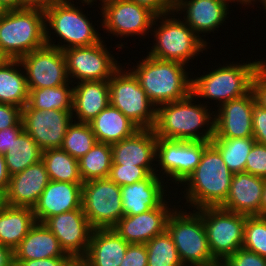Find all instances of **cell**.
Here are the masks:
<instances>
[{"mask_svg":"<svg viewBox=\"0 0 266 266\" xmlns=\"http://www.w3.org/2000/svg\"><path fill=\"white\" fill-rule=\"evenodd\" d=\"M234 1V3H237V4H241L242 5V7L244 6H246L247 7V5L242 1V0H233ZM239 2V3H238Z\"/></svg>","mask_w":266,"mask_h":266,"instance_id":"cell-61","label":"cell"},{"mask_svg":"<svg viewBox=\"0 0 266 266\" xmlns=\"http://www.w3.org/2000/svg\"><path fill=\"white\" fill-rule=\"evenodd\" d=\"M255 103L256 99L251 90L245 96L228 101L215 109L213 138L253 137L252 116Z\"/></svg>","mask_w":266,"mask_h":266,"instance_id":"cell-20","label":"cell"},{"mask_svg":"<svg viewBox=\"0 0 266 266\" xmlns=\"http://www.w3.org/2000/svg\"><path fill=\"white\" fill-rule=\"evenodd\" d=\"M164 182L165 180L154 173L141 181L121 186L124 216L141 214L158 207L171 194V189Z\"/></svg>","mask_w":266,"mask_h":266,"instance_id":"cell-24","label":"cell"},{"mask_svg":"<svg viewBox=\"0 0 266 266\" xmlns=\"http://www.w3.org/2000/svg\"><path fill=\"white\" fill-rule=\"evenodd\" d=\"M252 91L256 103L266 109V60L264 59L258 66L252 80Z\"/></svg>","mask_w":266,"mask_h":266,"instance_id":"cell-44","label":"cell"},{"mask_svg":"<svg viewBox=\"0 0 266 266\" xmlns=\"http://www.w3.org/2000/svg\"><path fill=\"white\" fill-rule=\"evenodd\" d=\"M1 6L5 10H20V0H0Z\"/></svg>","mask_w":266,"mask_h":266,"instance_id":"cell-53","label":"cell"},{"mask_svg":"<svg viewBox=\"0 0 266 266\" xmlns=\"http://www.w3.org/2000/svg\"><path fill=\"white\" fill-rule=\"evenodd\" d=\"M82 184L50 180L32 208L36 222L82 208Z\"/></svg>","mask_w":266,"mask_h":266,"instance_id":"cell-22","label":"cell"},{"mask_svg":"<svg viewBox=\"0 0 266 266\" xmlns=\"http://www.w3.org/2000/svg\"><path fill=\"white\" fill-rule=\"evenodd\" d=\"M42 162L52 181L84 183L78 166V160L62 148L43 150Z\"/></svg>","mask_w":266,"mask_h":266,"instance_id":"cell-34","label":"cell"},{"mask_svg":"<svg viewBox=\"0 0 266 266\" xmlns=\"http://www.w3.org/2000/svg\"><path fill=\"white\" fill-rule=\"evenodd\" d=\"M7 60L8 58L3 54V52L0 49V66Z\"/></svg>","mask_w":266,"mask_h":266,"instance_id":"cell-57","label":"cell"},{"mask_svg":"<svg viewBox=\"0 0 266 266\" xmlns=\"http://www.w3.org/2000/svg\"><path fill=\"white\" fill-rule=\"evenodd\" d=\"M46 45L45 11L6 10L0 15V49L8 59H20Z\"/></svg>","mask_w":266,"mask_h":266,"instance_id":"cell-7","label":"cell"},{"mask_svg":"<svg viewBox=\"0 0 266 266\" xmlns=\"http://www.w3.org/2000/svg\"><path fill=\"white\" fill-rule=\"evenodd\" d=\"M173 10L156 16L150 32L153 45L147 55L162 61H176L186 66L204 53L208 46ZM176 17V18H175ZM178 17V18H177ZM156 26V27H155ZM193 59V60H192ZM191 60V61H190Z\"/></svg>","mask_w":266,"mask_h":266,"instance_id":"cell-6","label":"cell"},{"mask_svg":"<svg viewBox=\"0 0 266 266\" xmlns=\"http://www.w3.org/2000/svg\"><path fill=\"white\" fill-rule=\"evenodd\" d=\"M242 1L247 5V8H249L257 0H242Z\"/></svg>","mask_w":266,"mask_h":266,"instance_id":"cell-59","label":"cell"},{"mask_svg":"<svg viewBox=\"0 0 266 266\" xmlns=\"http://www.w3.org/2000/svg\"><path fill=\"white\" fill-rule=\"evenodd\" d=\"M73 85L69 82L58 87L28 89L29 100L22 109L72 111Z\"/></svg>","mask_w":266,"mask_h":266,"instance_id":"cell-32","label":"cell"},{"mask_svg":"<svg viewBox=\"0 0 266 266\" xmlns=\"http://www.w3.org/2000/svg\"><path fill=\"white\" fill-rule=\"evenodd\" d=\"M129 244L113 228L94 229L80 261L85 266H120Z\"/></svg>","mask_w":266,"mask_h":266,"instance_id":"cell-26","label":"cell"},{"mask_svg":"<svg viewBox=\"0 0 266 266\" xmlns=\"http://www.w3.org/2000/svg\"><path fill=\"white\" fill-rule=\"evenodd\" d=\"M260 216H266V178L264 179V188L261 197Z\"/></svg>","mask_w":266,"mask_h":266,"instance_id":"cell-54","label":"cell"},{"mask_svg":"<svg viewBox=\"0 0 266 266\" xmlns=\"http://www.w3.org/2000/svg\"><path fill=\"white\" fill-rule=\"evenodd\" d=\"M169 198L174 199V197L168 196L158 207L147 212L122 216L113 229L130 244H146L166 230L168 217L177 207V205H172L173 201Z\"/></svg>","mask_w":266,"mask_h":266,"instance_id":"cell-19","label":"cell"},{"mask_svg":"<svg viewBox=\"0 0 266 266\" xmlns=\"http://www.w3.org/2000/svg\"><path fill=\"white\" fill-rule=\"evenodd\" d=\"M99 9V15L102 16L100 28L102 26L103 32L121 39L136 35L146 38L156 17L148 8L130 0H112L104 3Z\"/></svg>","mask_w":266,"mask_h":266,"instance_id":"cell-14","label":"cell"},{"mask_svg":"<svg viewBox=\"0 0 266 266\" xmlns=\"http://www.w3.org/2000/svg\"><path fill=\"white\" fill-rule=\"evenodd\" d=\"M44 224L57 237L64 252L75 261L86 255L94 229L82 208L50 217Z\"/></svg>","mask_w":266,"mask_h":266,"instance_id":"cell-17","label":"cell"},{"mask_svg":"<svg viewBox=\"0 0 266 266\" xmlns=\"http://www.w3.org/2000/svg\"><path fill=\"white\" fill-rule=\"evenodd\" d=\"M10 180V175L7 171L4 155L0 154V193H6Z\"/></svg>","mask_w":266,"mask_h":266,"instance_id":"cell-51","label":"cell"},{"mask_svg":"<svg viewBox=\"0 0 266 266\" xmlns=\"http://www.w3.org/2000/svg\"><path fill=\"white\" fill-rule=\"evenodd\" d=\"M77 1L83 4L76 6L73 0H64L45 10L47 45L64 50L95 45L104 39L101 37V33H98L100 30L95 29L96 24L93 25L92 18L87 17L88 11L87 15L84 14L85 11L83 12L81 7H85L86 4L91 8L93 4L88 0ZM53 36H57V44H55L56 39Z\"/></svg>","mask_w":266,"mask_h":266,"instance_id":"cell-5","label":"cell"},{"mask_svg":"<svg viewBox=\"0 0 266 266\" xmlns=\"http://www.w3.org/2000/svg\"><path fill=\"white\" fill-rule=\"evenodd\" d=\"M97 142L114 144L131 137L139 128L121 111L109 104L89 122Z\"/></svg>","mask_w":266,"mask_h":266,"instance_id":"cell-29","label":"cell"},{"mask_svg":"<svg viewBox=\"0 0 266 266\" xmlns=\"http://www.w3.org/2000/svg\"><path fill=\"white\" fill-rule=\"evenodd\" d=\"M221 266H266V258L244 248L230 255Z\"/></svg>","mask_w":266,"mask_h":266,"instance_id":"cell-42","label":"cell"},{"mask_svg":"<svg viewBox=\"0 0 266 266\" xmlns=\"http://www.w3.org/2000/svg\"><path fill=\"white\" fill-rule=\"evenodd\" d=\"M72 257H53L40 260L14 261L15 266H70Z\"/></svg>","mask_w":266,"mask_h":266,"instance_id":"cell-48","label":"cell"},{"mask_svg":"<svg viewBox=\"0 0 266 266\" xmlns=\"http://www.w3.org/2000/svg\"><path fill=\"white\" fill-rule=\"evenodd\" d=\"M71 257L61 248L57 237L44 223H35L14 250V261Z\"/></svg>","mask_w":266,"mask_h":266,"instance_id":"cell-28","label":"cell"},{"mask_svg":"<svg viewBox=\"0 0 266 266\" xmlns=\"http://www.w3.org/2000/svg\"><path fill=\"white\" fill-rule=\"evenodd\" d=\"M121 66L108 80L110 104L121 111L139 129H153L156 106L147 97L135 75Z\"/></svg>","mask_w":266,"mask_h":266,"instance_id":"cell-9","label":"cell"},{"mask_svg":"<svg viewBox=\"0 0 266 266\" xmlns=\"http://www.w3.org/2000/svg\"><path fill=\"white\" fill-rule=\"evenodd\" d=\"M28 89L58 87L70 82L63 51L49 45L35 49L19 59Z\"/></svg>","mask_w":266,"mask_h":266,"instance_id":"cell-15","label":"cell"},{"mask_svg":"<svg viewBox=\"0 0 266 266\" xmlns=\"http://www.w3.org/2000/svg\"><path fill=\"white\" fill-rule=\"evenodd\" d=\"M148 255L145 244H129L120 266H147Z\"/></svg>","mask_w":266,"mask_h":266,"instance_id":"cell-43","label":"cell"},{"mask_svg":"<svg viewBox=\"0 0 266 266\" xmlns=\"http://www.w3.org/2000/svg\"><path fill=\"white\" fill-rule=\"evenodd\" d=\"M140 6L148 8L156 16L170 13L174 10V0H130Z\"/></svg>","mask_w":266,"mask_h":266,"instance_id":"cell-47","label":"cell"},{"mask_svg":"<svg viewBox=\"0 0 266 266\" xmlns=\"http://www.w3.org/2000/svg\"><path fill=\"white\" fill-rule=\"evenodd\" d=\"M233 0H174V11L208 45L207 35L218 31L228 20ZM230 7V8H229ZM225 22V23H224ZM224 23V24H223ZM202 34V36L200 35ZM204 34V35H203ZM204 37V38H203Z\"/></svg>","mask_w":266,"mask_h":266,"instance_id":"cell-18","label":"cell"},{"mask_svg":"<svg viewBox=\"0 0 266 266\" xmlns=\"http://www.w3.org/2000/svg\"><path fill=\"white\" fill-rule=\"evenodd\" d=\"M239 62H226L223 65H215L216 69L211 67L207 73L196 76L192 74L191 93L199 99H203L202 103L210 105L209 101H214L215 108L217 109L224 103L233 99L245 96L252 90V80L257 71L258 66L264 60L255 59V61ZM234 62V63H233ZM213 69V70H212ZM196 76V77H195ZM211 99V100H210ZM207 100V101H204ZM216 102V103H215Z\"/></svg>","mask_w":266,"mask_h":266,"instance_id":"cell-3","label":"cell"},{"mask_svg":"<svg viewBox=\"0 0 266 266\" xmlns=\"http://www.w3.org/2000/svg\"><path fill=\"white\" fill-rule=\"evenodd\" d=\"M75 84L73 85V119L77 122L89 123L110 104L108 80L83 81Z\"/></svg>","mask_w":266,"mask_h":266,"instance_id":"cell-27","label":"cell"},{"mask_svg":"<svg viewBox=\"0 0 266 266\" xmlns=\"http://www.w3.org/2000/svg\"><path fill=\"white\" fill-rule=\"evenodd\" d=\"M264 178L247 172L233 174L222 209L246 216H260Z\"/></svg>","mask_w":266,"mask_h":266,"instance_id":"cell-25","label":"cell"},{"mask_svg":"<svg viewBox=\"0 0 266 266\" xmlns=\"http://www.w3.org/2000/svg\"><path fill=\"white\" fill-rule=\"evenodd\" d=\"M23 123L17 127H8L0 131V154L5 155L13 141L23 132Z\"/></svg>","mask_w":266,"mask_h":266,"instance_id":"cell-49","label":"cell"},{"mask_svg":"<svg viewBox=\"0 0 266 266\" xmlns=\"http://www.w3.org/2000/svg\"><path fill=\"white\" fill-rule=\"evenodd\" d=\"M4 205H5L4 195L2 193H0V211Z\"/></svg>","mask_w":266,"mask_h":266,"instance_id":"cell-58","label":"cell"},{"mask_svg":"<svg viewBox=\"0 0 266 266\" xmlns=\"http://www.w3.org/2000/svg\"><path fill=\"white\" fill-rule=\"evenodd\" d=\"M197 211L202 216L212 256L222 264L230 255L242 248L246 215L230 212L221 207H205Z\"/></svg>","mask_w":266,"mask_h":266,"instance_id":"cell-11","label":"cell"},{"mask_svg":"<svg viewBox=\"0 0 266 266\" xmlns=\"http://www.w3.org/2000/svg\"><path fill=\"white\" fill-rule=\"evenodd\" d=\"M150 174L145 167L112 164L108 178L119 186H126L146 179Z\"/></svg>","mask_w":266,"mask_h":266,"instance_id":"cell-40","label":"cell"},{"mask_svg":"<svg viewBox=\"0 0 266 266\" xmlns=\"http://www.w3.org/2000/svg\"><path fill=\"white\" fill-rule=\"evenodd\" d=\"M209 144L210 141L170 140L157 137L156 174L166 180V185L168 183L172 191L178 186L177 190L196 169L204 149ZM172 183L175 187L170 186Z\"/></svg>","mask_w":266,"mask_h":266,"instance_id":"cell-10","label":"cell"},{"mask_svg":"<svg viewBox=\"0 0 266 266\" xmlns=\"http://www.w3.org/2000/svg\"><path fill=\"white\" fill-rule=\"evenodd\" d=\"M145 245L148 255L147 266H184L167 230L153 237Z\"/></svg>","mask_w":266,"mask_h":266,"instance_id":"cell-37","label":"cell"},{"mask_svg":"<svg viewBox=\"0 0 266 266\" xmlns=\"http://www.w3.org/2000/svg\"><path fill=\"white\" fill-rule=\"evenodd\" d=\"M111 145L96 142L95 145L78 160L83 182L108 178L112 166Z\"/></svg>","mask_w":266,"mask_h":266,"instance_id":"cell-35","label":"cell"},{"mask_svg":"<svg viewBox=\"0 0 266 266\" xmlns=\"http://www.w3.org/2000/svg\"><path fill=\"white\" fill-rule=\"evenodd\" d=\"M70 266H85L81 261H74Z\"/></svg>","mask_w":266,"mask_h":266,"instance_id":"cell-60","label":"cell"},{"mask_svg":"<svg viewBox=\"0 0 266 266\" xmlns=\"http://www.w3.org/2000/svg\"><path fill=\"white\" fill-rule=\"evenodd\" d=\"M43 150L23 131L4 155L7 171L10 176L22 172L27 167L42 160Z\"/></svg>","mask_w":266,"mask_h":266,"instance_id":"cell-33","label":"cell"},{"mask_svg":"<svg viewBox=\"0 0 266 266\" xmlns=\"http://www.w3.org/2000/svg\"><path fill=\"white\" fill-rule=\"evenodd\" d=\"M28 100L24 69L18 59H8L0 66V103L23 108Z\"/></svg>","mask_w":266,"mask_h":266,"instance_id":"cell-31","label":"cell"},{"mask_svg":"<svg viewBox=\"0 0 266 266\" xmlns=\"http://www.w3.org/2000/svg\"><path fill=\"white\" fill-rule=\"evenodd\" d=\"M72 122V111L22 109L23 130L42 150L61 148Z\"/></svg>","mask_w":266,"mask_h":266,"instance_id":"cell-16","label":"cell"},{"mask_svg":"<svg viewBox=\"0 0 266 266\" xmlns=\"http://www.w3.org/2000/svg\"><path fill=\"white\" fill-rule=\"evenodd\" d=\"M258 4L261 3V5L263 6L262 9H264V12L263 13H266V0H258V1H255L253 4H252V8L254 7L255 4Z\"/></svg>","mask_w":266,"mask_h":266,"instance_id":"cell-56","label":"cell"},{"mask_svg":"<svg viewBox=\"0 0 266 266\" xmlns=\"http://www.w3.org/2000/svg\"><path fill=\"white\" fill-rule=\"evenodd\" d=\"M253 138L257 143L266 145V109L255 103L253 116Z\"/></svg>","mask_w":266,"mask_h":266,"instance_id":"cell-46","label":"cell"},{"mask_svg":"<svg viewBox=\"0 0 266 266\" xmlns=\"http://www.w3.org/2000/svg\"><path fill=\"white\" fill-rule=\"evenodd\" d=\"M22 122V108L0 103V131L17 127Z\"/></svg>","mask_w":266,"mask_h":266,"instance_id":"cell-45","label":"cell"},{"mask_svg":"<svg viewBox=\"0 0 266 266\" xmlns=\"http://www.w3.org/2000/svg\"><path fill=\"white\" fill-rule=\"evenodd\" d=\"M88 1H89L91 4H93V5H94L95 3H96L95 5H97V1H98V0H88ZM99 1H100V3L98 2V8H99V5L102 6L104 3L109 2V1H112V0H99ZM94 2H95V3H94Z\"/></svg>","mask_w":266,"mask_h":266,"instance_id":"cell-55","label":"cell"},{"mask_svg":"<svg viewBox=\"0 0 266 266\" xmlns=\"http://www.w3.org/2000/svg\"><path fill=\"white\" fill-rule=\"evenodd\" d=\"M137 62L129 70L156 108L183 99L191 93L190 70L193 69L189 68L188 71V66L176 61L158 60L149 55Z\"/></svg>","mask_w":266,"mask_h":266,"instance_id":"cell-4","label":"cell"},{"mask_svg":"<svg viewBox=\"0 0 266 266\" xmlns=\"http://www.w3.org/2000/svg\"><path fill=\"white\" fill-rule=\"evenodd\" d=\"M245 172L266 178V145L255 142L246 157Z\"/></svg>","mask_w":266,"mask_h":266,"instance_id":"cell-41","label":"cell"},{"mask_svg":"<svg viewBox=\"0 0 266 266\" xmlns=\"http://www.w3.org/2000/svg\"><path fill=\"white\" fill-rule=\"evenodd\" d=\"M232 177L233 173L223 161L220 152L210 143L204 149L196 169L179 186H183L184 191L180 192L183 196L176 204L186 201L183 207L189 210L221 207L228 196Z\"/></svg>","mask_w":266,"mask_h":266,"instance_id":"cell-2","label":"cell"},{"mask_svg":"<svg viewBox=\"0 0 266 266\" xmlns=\"http://www.w3.org/2000/svg\"><path fill=\"white\" fill-rule=\"evenodd\" d=\"M242 248L266 258V216H246Z\"/></svg>","mask_w":266,"mask_h":266,"instance_id":"cell-39","label":"cell"},{"mask_svg":"<svg viewBox=\"0 0 266 266\" xmlns=\"http://www.w3.org/2000/svg\"><path fill=\"white\" fill-rule=\"evenodd\" d=\"M0 266H15L14 251L0 244Z\"/></svg>","mask_w":266,"mask_h":266,"instance_id":"cell-52","label":"cell"},{"mask_svg":"<svg viewBox=\"0 0 266 266\" xmlns=\"http://www.w3.org/2000/svg\"><path fill=\"white\" fill-rule=\"evenodd\" d=\"M157 137L153 129H139L131 137L111 145L112 164L145 167L156 173Z\"/></svg>","mask_w":266,"mask_h":266,"instance_id":"cell-21","label":"cell"},{"mask_svg":"<svg viewBox=\"0 0 266 266\" xmlns=\"http://www.w3.org/2000/svg\"><path fill=\"white\" fill-rule=\"evenodd\" d=\"M256 140L247 138H212L210 143L220 152L229 170L235 174L245 172L246 157Z\"/></svg>","mask_w":266,"mask_h":266,"instance_id":"cell-36","label":"cell"},{"mask_svg":"<svg viewBox=\"0 0 266 266\" xmlns=\"http://www.w3.org/2000/svg\"><path fill=\"white\" fill-rule=\"evenodd\" d=\"M49 182V175L41 160L22 172L10 176L4 194L5 204L33 208Z\"/></svg>","mask_w":266,"mask_h":266,"instance_id":"cell-23","label":"cell"},{"mask_svg":"<svg viewBox=\"0 0 266 266\" xmlns=\"http://www.w3.org/2000/svg\"><path fill=\"white\" fill-rule=\"evenodd\" d=\"M103 41L62 50L71 83L109 80L122 66Z\"/></svg>","mask_w":266,"mask_h":266,"instance_id":"cell-13","label":"cell"},{"mask_svg":"<svg viewBox=\"0 0 266 266\" xmlns=\"http://www.w3.org/2000/svg\"><path fill=\"white\" fill-rule=\"evenodd\" d=\"M82 209L93 229L113 228L124 216L121 186L109 178L84 182Z\"/></svg>","mask_w":266,"mask_h":266,"instance_id":"cell-12","label":"cell"},{"mask_svg":"<svg viewBox=\"0 0 266 266\" xmlns=\"http://www.w3.org/2000/svg\"><path fill=\"white\" fill-rule=\"evenodd\" d=\"M64 0H20L21 9H39L45 11Z\"/></svg>","mask_w":266,"mask_h":266,"instance_id":"cell-50","label":"cell"},{"mask_svg":"<svg viewBox=\"0 0 266 266\" xmlns=\"http://www.w3.org/2000/svg\"><path fill=\"white\" fill-rule=\"evenodd\" d=\"M35 223L32 208L5 204L0 211V244L14 251Z\"/></svg>","mask_w":266,"mask_h":266,"instance_id":"cell-30","label":"cell"},{"mask_svg":"<svg viewBox=\"0 0 266 266\" xmlns=\"http://www.w3.org/2000/svg\"><path fill=\"white\" fill-rule=\"evenodd\" d=\"M6 12V10L1 6V4H0V15L2 14V13H5Z\"/></svg>","mask_w":266,"mask_h":266,"instance_id":"cell-62","label":"cell"},{"mask_svg":"<svg viewBox=\"0 0 266 266\" xmlns=\"http://www.w3.org/2000/svg\"><path fill=\"white\" fill-rule=\"evenodd\" d=\"M97 142L89 123L74 121L69 125L61 148L79 160Z\"/></svg>","mask_w":266,"mask_h":266,"instance_id":"cell-38","label":"cell"},{"mask_svg":"<svg viewBox=\"0 0 266 266\" xmlns=\"http://www.w3.org/2000/svg\"><path fill=\"white\" fill-rule=\"evenodd\" d=\"M214 109L190 93L183 99L158 106L153 130L158 138L211 141L215 136Z\"/></svg>","mask_w":266,"mask_h":266,"instance_id":"cell-1","label":"cell"},{"mask_svg":"<svg viewBox=\"0 0 266 266\" xmlns=\"http://www.w3.org/2000/svg\"><path fill=\"white\" fill-rule=\"evenodd\" d=\"M186 209L177 205L170 213L166 225L183 265L219 266L212 256L202 216L196 209L193 212Z\"/></svg>","mask_w":266,"mask_h":266,"instance_id":"cell-8","label":"cell"}]
</instances>
